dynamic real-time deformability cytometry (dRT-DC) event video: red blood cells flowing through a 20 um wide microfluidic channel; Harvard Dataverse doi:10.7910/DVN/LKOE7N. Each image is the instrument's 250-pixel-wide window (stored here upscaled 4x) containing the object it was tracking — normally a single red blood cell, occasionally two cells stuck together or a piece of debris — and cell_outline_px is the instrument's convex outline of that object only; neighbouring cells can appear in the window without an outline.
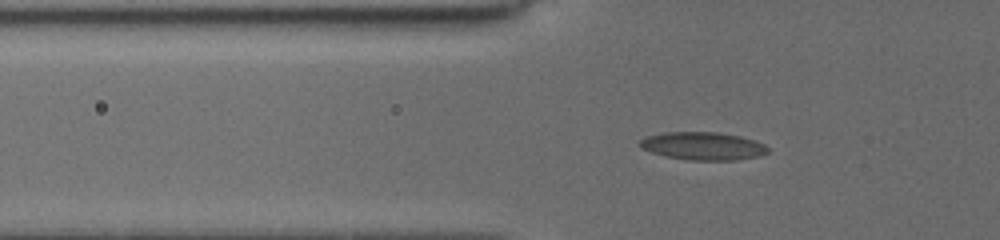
{"species": "common noctule bat (a hibernating species)", "species_latin": "Nyctalus noctula", "temperature_condition": "cold", "stored_images_in_passage": 44, "camera_frame_rate_fps": 3000, "um_per_image_px": 0.085, "animal": {"sex": "female", "body_mass_g": 19.5, "forearm_length_mm": 54.1}, "frame": {"image": 1, "passage_image": 20, "time_ms": 6.333, "image_size_px": [1000, 240], "cell_outline_px": [[768, 152], [760, 156], [736, 160], [688, 160], [664, 156], [640, 148], [636, 144], [640, 140], [648, 136], [664, 132], [716, 132], [740, 136], [756, 140], [764, 144], [768, 148]], "centroid_in_image_um": [59.74, 12.41], "position_along_channel_um": 66.1, "area_um2": 20.98}}
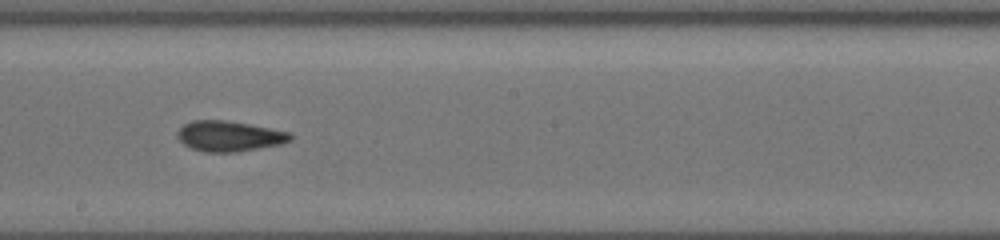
{"frame": {"image": 2, "passage_image": 33, "time_ms": 10.667, "image_size_px": [1000, 240], "cell_outline_px": [[292, 140], [284, 144], [240, 152], [204, 152], [192, 148], [184, 144], [176, 136], [176, 132], [184, 124], [196, 120], [224, 120], [248, 124], [288, 132], [292, 136]], "centroid_in_image_um": [19.49, 11.59], "position_along_channel_um": 228.7, "area_um2": 20.06}}
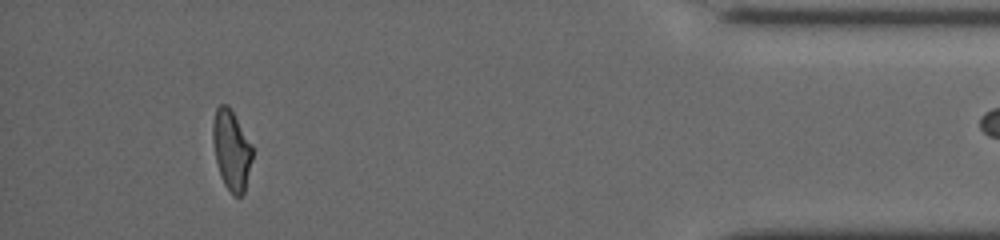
{"frame": {"image": 3, "passage_image": 43, "time_ms": 16.667, "image_size_px": [1000, 240], "cell_outline_px": [[252, 160], [244, 192], [240, 196], [232, 196], [224, 184], [220, 176], [216, 160], [212, 140], [212, 124], [216, 108], [220, 104], [228, 104], [252, 144]], "centroid_in_image_um": [19.66, 12.75], "position_along_channel_um": 415.5, "area_um2": 18.55}, "authors_computed_cell_mechanics": {"area_um2": 19.7965, "velocity_mm_per_s": 3.9095, "shape_relaxation_time_tau1_ms": null, "shape_relaxation_time_tau2_ms": 2.8787, "deformation_change_tau1": null, "deformation_change_tau2": 0.095}}